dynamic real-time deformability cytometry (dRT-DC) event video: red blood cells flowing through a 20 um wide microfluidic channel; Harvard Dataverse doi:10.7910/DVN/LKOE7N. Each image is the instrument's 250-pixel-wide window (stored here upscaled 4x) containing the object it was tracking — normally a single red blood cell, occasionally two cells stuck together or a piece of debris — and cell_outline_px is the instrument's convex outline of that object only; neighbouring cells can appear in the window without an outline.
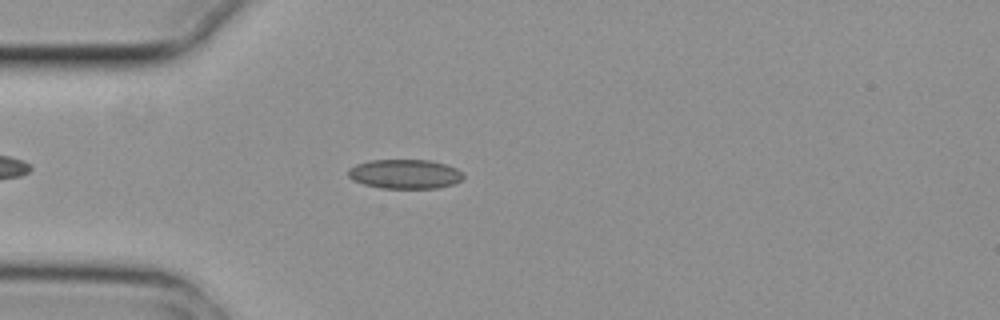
{"species": "common noctule bat (a hibernating species)", "species_latin": "Nyctalus noctula", "temperature_condition": "cold", "stored_images_in_passage": 1, "camera_frame_rate_fps": 3000, "um_per_image_px": 0.085, "animal": {"sex": "female", "body_mass_g": 29.2, "forearm_length_mm": 56.3}, "frame": {"image": 1, "passage_image": 1, "time_ms": 0.0, "image_size_px": [1000, 320], "cell_outline_px": [[464, 176], [460, 180], [452, 184], [436, 188], [380, 188], [364, 184], [352, 180], [348, 176], [348, 168], [356, 164], [368, 160], [428, 160], [444, 164], [456, 168], [464, 172]], "centroid_in_image_um": [34.39, 14.79], "position_along_channel_um": 50.6, "area_um2": 19.71}}